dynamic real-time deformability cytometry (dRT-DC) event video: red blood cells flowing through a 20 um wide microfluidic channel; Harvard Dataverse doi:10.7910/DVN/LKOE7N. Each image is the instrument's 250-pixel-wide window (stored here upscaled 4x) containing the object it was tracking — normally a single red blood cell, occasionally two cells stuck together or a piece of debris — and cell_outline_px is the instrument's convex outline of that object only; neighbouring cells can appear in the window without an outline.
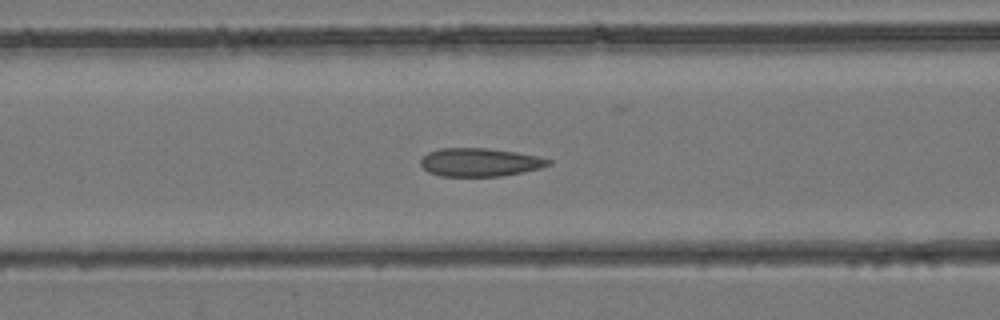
{"species": "common noctule bat (a hibernating species)", "species_latin": "Nyctalus noctula", "temperature_condition": "room temperature", "stored_images_in_passage": 3, "camera_frame_rate_fps": 3000, "um_per_image_px": 0.085, "animal": {"sex": "female", "body_mass_g": 24.6, "forearm_length_mm": 56.2}, "frame": {"image": 1, "passage_image": 3, "time_ms": 0.667, "image_size_px": [1000, 320], "cell_outline_px": [[552, 164], [540, 168], [524, 172], [500, 176], [440, 176], [428, 172], [420, 164], [420, 160], [428, 152], [440, 148], [488, 148], [516, 152], [536, 156], [552, 160]], "centroid_in_image_um": [40.79, 13.79], "position_along_channel_um": 125.8, "area_um2": 21.1}}